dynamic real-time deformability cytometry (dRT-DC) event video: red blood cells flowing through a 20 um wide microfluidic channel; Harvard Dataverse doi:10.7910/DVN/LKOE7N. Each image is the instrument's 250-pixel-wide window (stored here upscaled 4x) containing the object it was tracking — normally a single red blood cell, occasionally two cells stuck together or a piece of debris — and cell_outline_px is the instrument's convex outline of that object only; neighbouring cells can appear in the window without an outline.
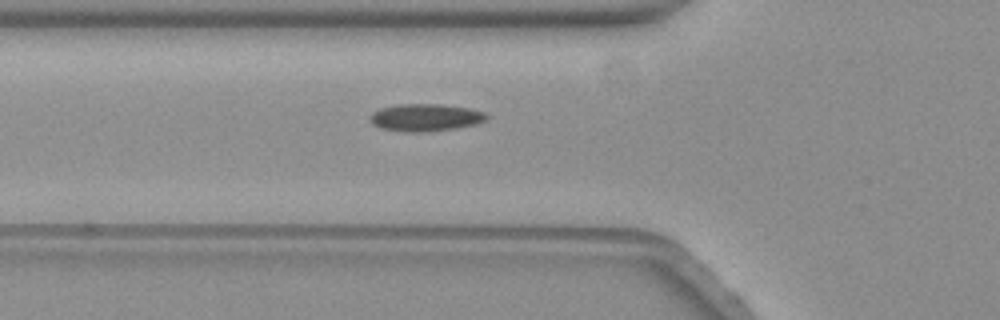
{"species": "common noctule bat (a hibernating species)", "species_latin": "Nyctalus noctula", "temperature_condition": "warm", "stored_images_in_passage": 42, "camera_frame_rate_fps": 3000, "um_per_image_px": 0.085, "animal": {"sex": "female", "body_mass_g": 19.3, "forearm_length_mm": 54.1}, "frame": {"image": 1, "passage_image": 7, "time_ms": 2.0, "image_size_px": [1000, 320], "cell_outline_px": [[488, 116], [484, 120], [476, 124], [456, 128], [420, 132], [404, 132], [380, 128], [372, 124], [368, 120], [368, 116], [372, 112], [380, 108], [396, 104], [444, 104], [468, 108], [484, 112]], "centroid_in_image_um": [36.09, 9.98], "position_along_channel_um": 89.7, "area_um2": 18.73}, "authors_computed_cell_mechanics": {"area_um2": 17.6868, "velocity_mm_per_s": 3.484, "shape_relaxation_time_tau1_ms": 10.3895, "shape_relaxation_time_tau2_ms": 1.4215, "deformation_change_tau1": 0.1627, "deformation_change_tau2": 0.079}}